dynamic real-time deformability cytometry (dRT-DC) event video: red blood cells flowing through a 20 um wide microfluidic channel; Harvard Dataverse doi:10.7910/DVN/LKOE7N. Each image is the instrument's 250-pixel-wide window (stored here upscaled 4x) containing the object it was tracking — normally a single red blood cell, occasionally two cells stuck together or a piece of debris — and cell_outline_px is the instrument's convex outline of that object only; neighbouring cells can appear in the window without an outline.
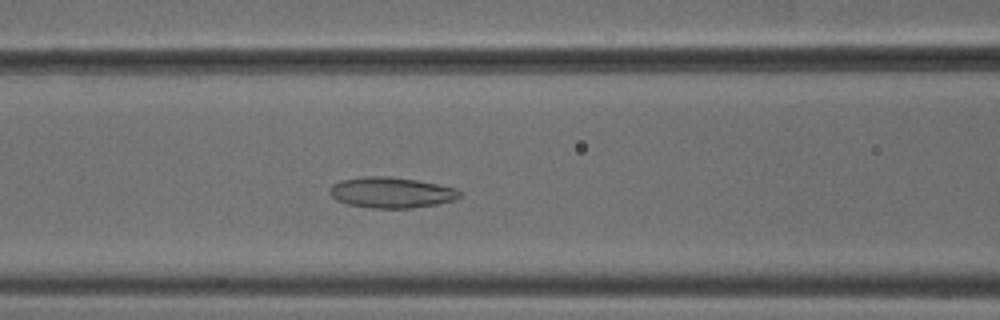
{"species": "common noctule bat (a hibernating species)", "species_latin": "Nyctalus noctula", "temperature_condition": "cold", "stored_images_in_passage": 44, "camera_frame_rate_fps": 3000, "um_per_image_px": 0.085, "animal": {"sex": "male", "body_mass_g": 18.8}, "frame": {"image": 1, "passage_image": 13, "time_ms": 4.0, "image_size_px": [1000, 320], "cell_outline_px": [[460, 196], [456, 200], [436, 204], [412, 208], [368, 208], [348, 204], [336, 200], [328, 192], [332, 184], [340, 180], [364, 176], [388, 176], [416, 180], [456, 188], [460, 192]], "centroid_in_image_um": [33.23, 16.36], "position_along_channel_um": 133.4, "area_um2": 23.35}}
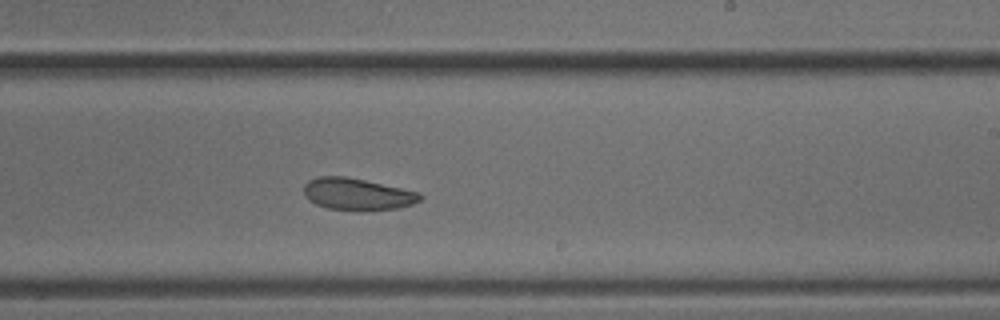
{"frame": {"image": 2, "passage_image": 23, "time_ms": 7.333, "image_size_px": [1000, 320], "cell_outline_px": [[424, 196], [420, 200], [412, 204], [400, 208], [356, 212], [328, 208], [316, 204], [308, 200], [304, 196], [304, 184], [308, 180], [320, 176], [344, 176], [364, 180], [420, 192]], "centroid_in_image_um": [30.37, 16.52], "position_along_channel_um": 258.6, "area_um2": 21.96}}
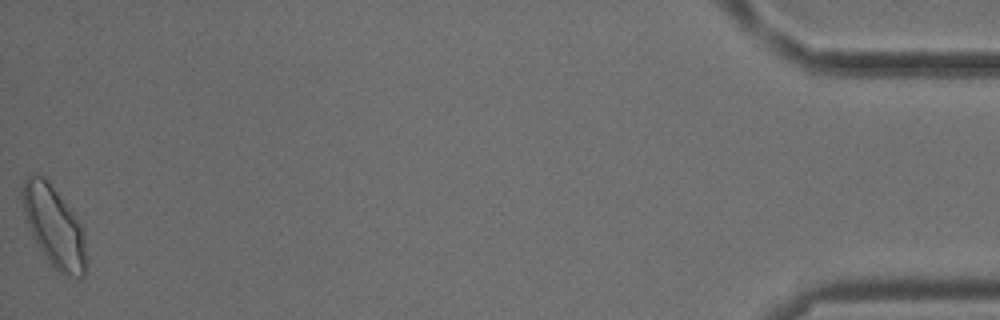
{"frame": {"image": 3, "passage_image": 44, "time_ms": 14.333, "image_size_px": [1000, 320], "cell_outline_px": [[88, 260], [84, 276], [80, 280], [68, 276], [60, 272], [48, 260], [40, 248], [32, 232], [24, 212], [20, 192], [24, 180], [28, 172], [44, 176], [76, 216], [84, 228]], "centroid_in_image_um": [4.64, 19.26], "position_along_channel_um": 430.6, "area_um2": 30.23}, "authors_computed_cell_mechanics": {"area_um2": 23.409, "velocity_mm_per_s": 3.7628, "shape_relaxation_time_tau1_ms": 11.3615, "shape_relaxation_time_tau2_ms": 2.4608, "deformation_change_tau1": 0.1438, "deformation_change_tau2": 0.0662}}